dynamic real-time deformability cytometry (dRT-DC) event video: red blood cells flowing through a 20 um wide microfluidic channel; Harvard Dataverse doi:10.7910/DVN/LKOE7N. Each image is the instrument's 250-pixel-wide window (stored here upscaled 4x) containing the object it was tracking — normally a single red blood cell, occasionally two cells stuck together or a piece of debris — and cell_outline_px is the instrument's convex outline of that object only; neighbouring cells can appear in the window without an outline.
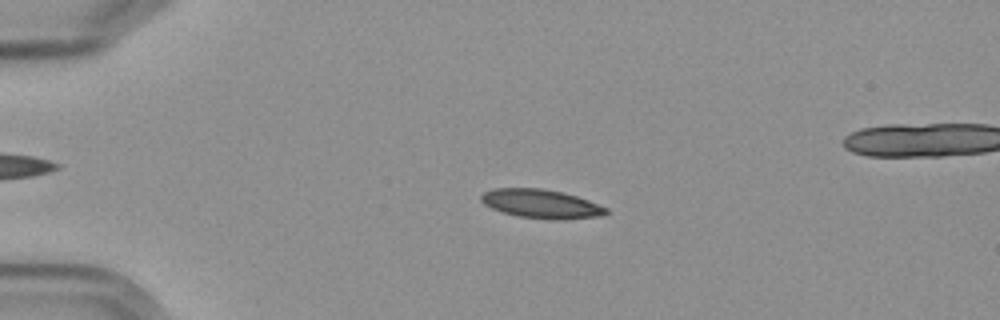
{"species": "Egyptian fruit bat (a non-hibernating species)", "species_latin": "Rousettus aegyptiacus", "temperature_condition": "cold", "stored_images_in_passage": 5, "camera_frame_rate_fps": 3000, "um_per_image_px": 0.085, "frame": {"image": 1, "passage_image": 3, "time_ms": 3.333, "image_size_px": [1000, 320], "cell_outline_px": [[608, 212], [600, 216], [560, 220], [552, 220], [520, 216], [504, 212], [492, 208], [484, 204], [480, 200], [480, 196], [484, 192], [492, 188], [540, 188], [560, 192], [576, 196], [588, 200], [608, 208]], "centroid_in_image_um": [45.99, 17.32], "position_along_channel_um": 39.0, "area_um2": 20.87}}